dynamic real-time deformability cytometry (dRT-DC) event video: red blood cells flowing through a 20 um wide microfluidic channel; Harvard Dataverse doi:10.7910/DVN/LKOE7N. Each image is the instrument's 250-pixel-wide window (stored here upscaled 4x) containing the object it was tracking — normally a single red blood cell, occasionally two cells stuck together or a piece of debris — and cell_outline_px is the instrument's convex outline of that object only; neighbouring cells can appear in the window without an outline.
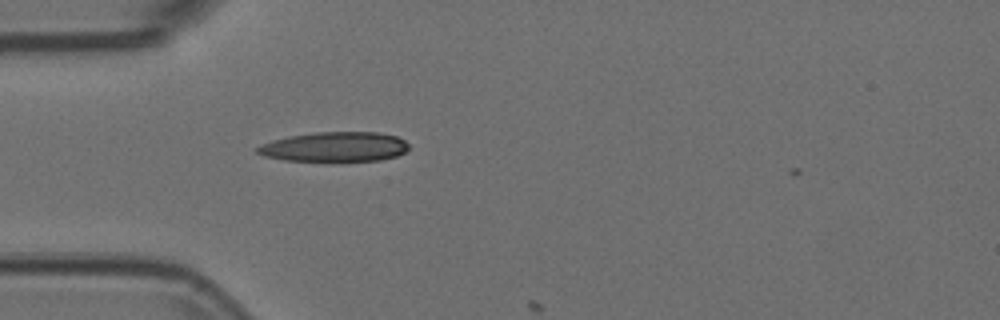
{"species": "Egyptian fruit bat (a non-hibernating species)", "species_latin": "Rousettus aegyptiacus", "temperature_condition": "room temperature", "stored_images_in_passage": 2, "camera_frame_rate_fps": 3000, "um_per_image_px": 0.085, "animal": {"sex": "female"}, "frame": {"image": 1, "passage_image": 1, "time_ms": 0.0, "image_size_px": [1000, 320], "cell_outline_px": [[408, 148], [404, 152], [396, 156], [380, 160], [284, 160], [264, 156], [256, 152], [256, 148], [272, 140], [288, 136], [316, 132], [380, 132], [396, 136], [404, 140], [408, 144]], "centroid_in_image_um": [28.46, 12.46], "position_along_channel_um": 56.5, "area_um2": 25.89}}